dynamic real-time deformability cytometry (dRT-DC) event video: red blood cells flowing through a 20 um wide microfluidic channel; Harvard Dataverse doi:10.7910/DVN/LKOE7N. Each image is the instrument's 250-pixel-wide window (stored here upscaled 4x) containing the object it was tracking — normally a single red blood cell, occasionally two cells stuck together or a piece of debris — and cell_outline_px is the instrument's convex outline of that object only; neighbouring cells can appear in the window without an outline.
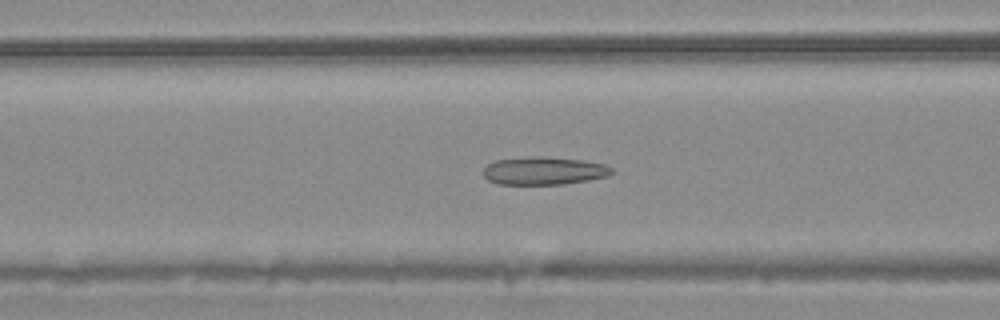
{"species": "common noctule bat (a hibernating species)", "species_latin": "Nyctalus noctula", "temperature_condition": "warm", "stored_images_in_passage": 55, "camera_frame_rate_fps": 3000, "um_per_image_px": 0.085, "animal": {"sex": "male", "body_mass_g": 20.4}, "frame": {"image": 1, "passage_image": 22, "time_ms": 7.0, "image_size_px": [1000, 320], "cell_outline_px": [[616, 172], [608, 176], [588, 180], [564, 184], [496, 184], [488, 180], [484, 176], [484, 168], [488, 164], [496, 160], [532, 156], [544, 156], [584, 160], [604, 164], [612, 168]], "centroid_in_image_um": [46.26, 14.51], "position_along_channel_um": 120.3, "area_um2": 21.04}}
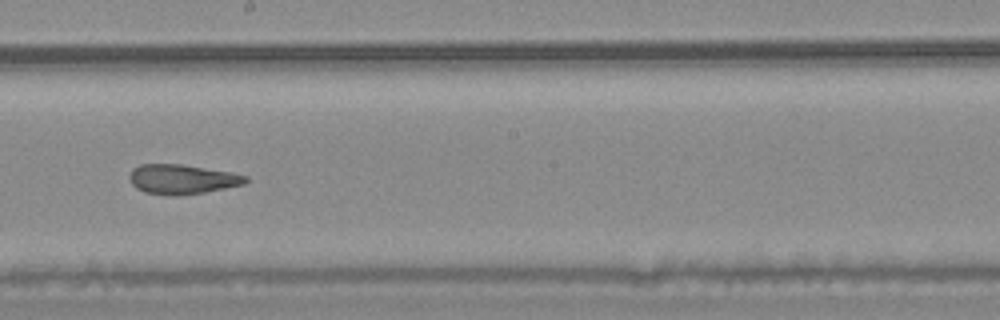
{"frame": {"image": 2, "passage_image": 31, "time_ms": 10.0, "image_size_px": [1000, 320], "cell_outline_px": [[248, 180], [244, 184], [204, 192], [176, 196], [172, 196], [144, 192], [136, 188], [132, 184], [128, 176], [132, 168], [140, 164], [180, 164], [228, 172], [248, 176]], "centroid_in_image_um": [15.42, 15.24], "position_along_channel_um": 232.8, "area_um2": 19.94}}
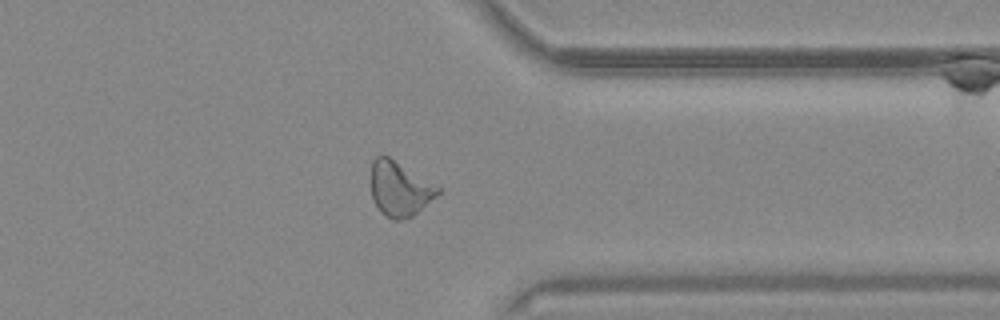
{"frame": {"image": 3, "passage_image": 43, "time_ms": 14.0, "image_size_px": [1000, 320], "cell_outline_px": [[440, 192], [436, 196], [412, 216], [404, 220], [392, 220], [380, 212], [372, 196], [372, 160], [376, 156], [388, 156], [440, 188]], "centroid_in_image_um": [33.95, 16.07], "position_along_channel_um": 377.5, "area_um2": 20.81}, "authors_computed_cell_mechanics": {"area_um2": 22.3108, "velocity_mm_per_s": 3.7462, "shape_relaxation_time_tau1_ms": null, "shape_relaxation_time_tau2_ms": 2.5751, "deformation_change_tau1": null, "deformation_change_tau2": 0.1077}}